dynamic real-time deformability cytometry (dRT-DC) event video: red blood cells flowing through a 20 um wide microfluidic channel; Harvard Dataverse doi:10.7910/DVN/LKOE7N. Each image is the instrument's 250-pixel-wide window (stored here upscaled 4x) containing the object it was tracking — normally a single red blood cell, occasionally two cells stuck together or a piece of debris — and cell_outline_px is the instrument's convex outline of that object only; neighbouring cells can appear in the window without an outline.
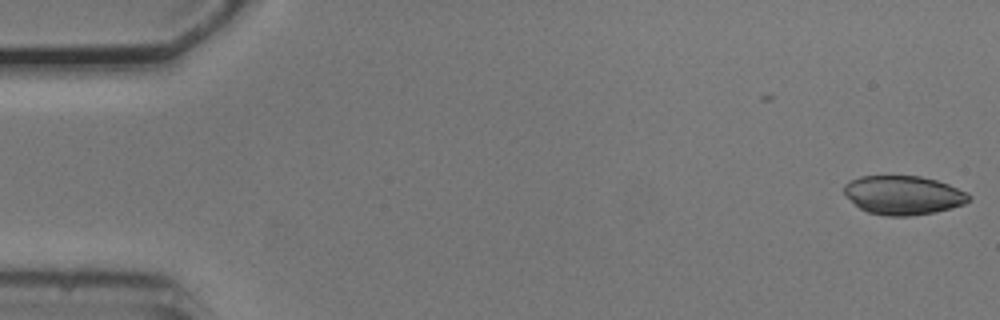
{"species": "common noctule bat (a hibernating species)", "species_latin": "Nyctalus noctula", "temperature_condition": "cold", "stored_images_in_passage": 2, "camera_frame_rate_fps": 3000, "um_per_image_px": 0.085, "animal": {"sex": "male", "body_mass_g": 20.5, "forearm_length_mm": 52.5}, "frame": {"image": 1, "passage_image": 2, "time_ms": 0.333, "image_size_px": [1000, 320], "cell_outline_px": [[972, 200], [964, 204], [932, 212], [908, 216], [888, 216], [868, 212], [860, 208], [844, 192], [844, 184], [848, 180], [860, 176], [920, 176], [936, 180], [948, 184], [968, 192], [972, 196]], "centroid_in_image_um": [76.8, 16.57], "position_along_channel_um": 8.2, "area_um2": 28.15}}